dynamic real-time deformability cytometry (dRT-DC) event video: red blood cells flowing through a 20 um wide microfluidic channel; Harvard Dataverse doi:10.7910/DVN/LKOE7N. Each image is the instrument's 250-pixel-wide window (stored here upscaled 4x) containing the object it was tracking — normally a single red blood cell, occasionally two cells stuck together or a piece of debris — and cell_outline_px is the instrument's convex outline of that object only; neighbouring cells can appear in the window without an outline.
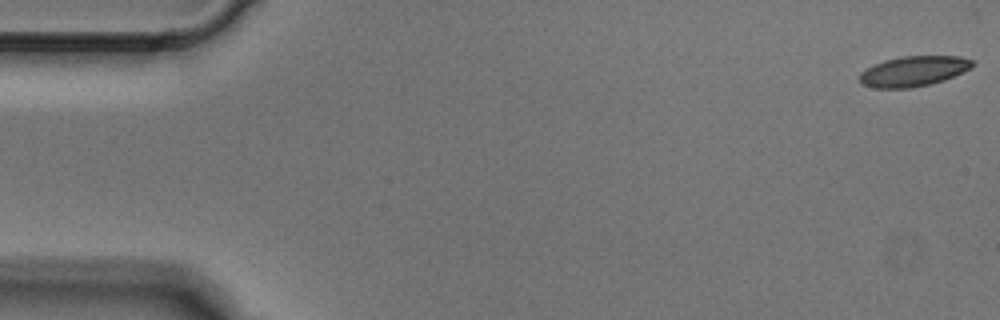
{"species": "Egyptian fruit bat (a non-hibernating species)", "species_latin": "Rousettus aegyptiacus", "temperature_condition": "cold", "stored_images_in_passage": 6, "camera_frame_rate_fps": 3000, "um_per_image_px": 0.085, "animal": {"sex": "male"}, "frame": {"image": 1, "passage_image": 1, "time_ms": 0.0, "image_size_px": [1000, 320], "cell_outline_px": [[976, 64], [972, 68], [964, 72], [944, 80], [928, 84], [908, 88], [876, 88], [860, 84], [860, 72], [884, 60], [900, 56], [960, 56], [972, 60]], "centroid_in_image_um": [77.68, 6.04], "position_along_channel_um": 7.3, "area_um2": 19.88}}
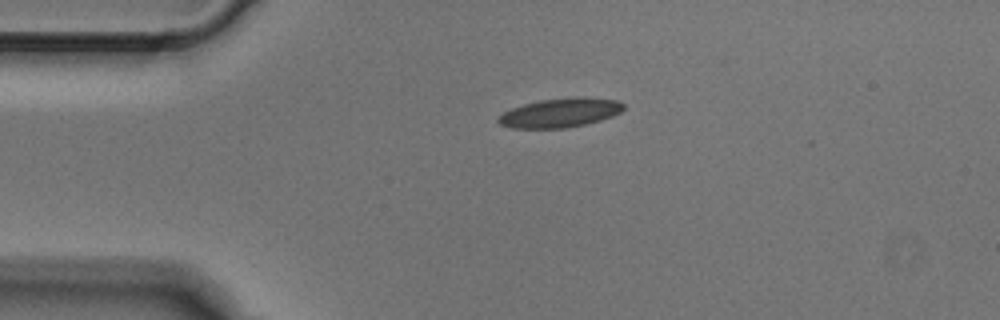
{"frame": {"image": 2, "passage_image": 4, "time_ms": 1.0, "image_size_px": [1000, 320], "cell_outline_px": [[624, 108], [620, 112], [612, 116], [588, 124], [564, 128], [512, 128], [500, 124], [496, 120], [504, 112], [512, 108], [524, 104], [540, 100], [572, 96], [576, 96], [616, 100], [624, 104]], "centroid_in_image_um": [47.62, 9.58], "position_along_channel_um": 37.4, "area_um2": 21.27}}
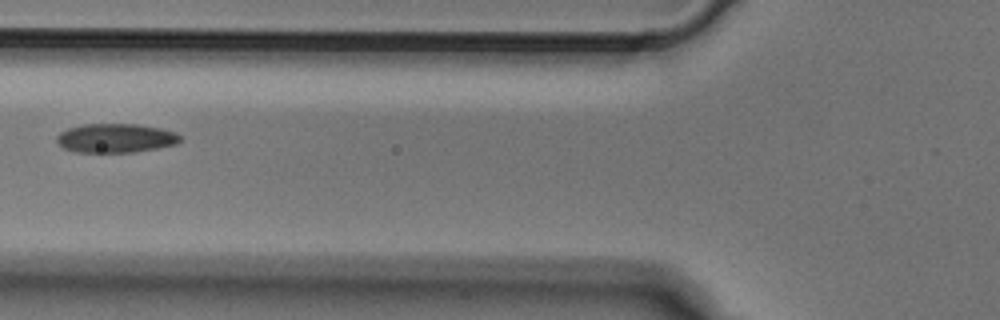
{"frame": {"image": 3, "passage_image": 6, "time_ms": 1.667, "image_size_px": [1000, 320], "cell_outline_px": [[180, 140], [176, 144], [156, 148], [132, 152], [72, 152], [64, 148], [56, 140], [56, 136], [60, 132], [68, 128], [84, 124], [140, 124], [160, 128], [176, 132], [180, 136]], "centroid_in_image_um": [9.81, 11.73], "position_along_channel_um": 116.0, "area_um2": 20.87}}